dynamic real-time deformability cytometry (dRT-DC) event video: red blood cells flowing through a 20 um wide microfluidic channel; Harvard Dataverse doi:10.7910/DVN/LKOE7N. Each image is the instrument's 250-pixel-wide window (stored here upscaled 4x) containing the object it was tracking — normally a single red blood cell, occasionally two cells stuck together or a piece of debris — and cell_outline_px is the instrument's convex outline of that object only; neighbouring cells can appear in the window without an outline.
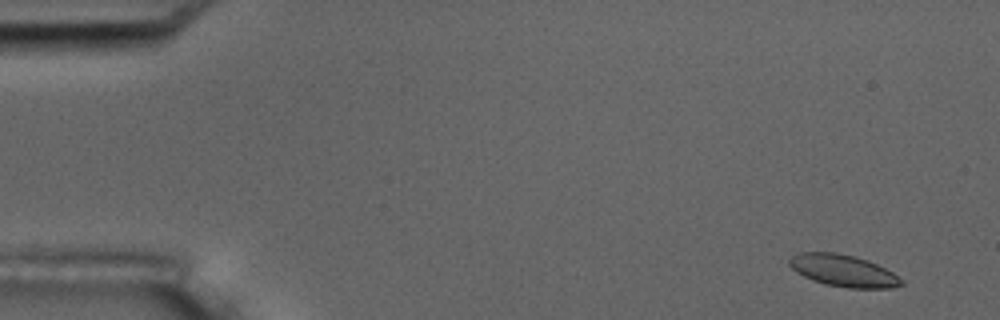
{"species": "common noctule bat (a hibernating species)", "species_latin": "Nyctalus noctula", "temperature_condition": "room temperature", "stored_images_in_passage": 6, "camera_frame_rate_fps": 3000, "um_per_image_px": 0.085, "animal": {"sex": "male", "body_mass_g": 17.5, "forearm_length_mm": 52.3}, "frame": {"image": 1, "passage_image": 1, "time_ms": 0.0, "image_size_px": [1000, 320], "cell_outline_px": [[904, 284], [892, 288], [848, 288], [824, 284], [812, 280], [796, 272], [788, 264], [788, 260], [792, 256], [800, 252], [836, 252], [856, 256], [868, 260], [892, 272], [904, 280]], "centroid_in_image_um": [71.68, 23.0], "position_along_channel_um": 13.3, "area_um2": 20.98}}
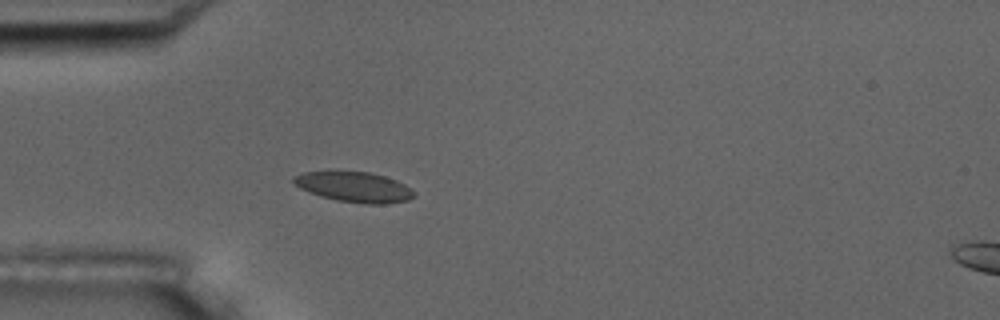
{"frame": {"image": 2, "passage_image": 5, "time_ms": 4.333, "image_size_px": [1000, 320], "cell_outline_px": [[416, 196], [408, 200], [384, 204], [364, 204], [336, 200], [320, 196], [308, 192], [300, 188], [292, 180], [292, 176], [304, 172], [328, 168], [368, 172], [384, 176], [396, 180], [404, 184], [416, 192]], "centroid_in_image_um": [30.05, 15.85], "position_along_channel_um": 54.9, "area_um2": 22.08}}